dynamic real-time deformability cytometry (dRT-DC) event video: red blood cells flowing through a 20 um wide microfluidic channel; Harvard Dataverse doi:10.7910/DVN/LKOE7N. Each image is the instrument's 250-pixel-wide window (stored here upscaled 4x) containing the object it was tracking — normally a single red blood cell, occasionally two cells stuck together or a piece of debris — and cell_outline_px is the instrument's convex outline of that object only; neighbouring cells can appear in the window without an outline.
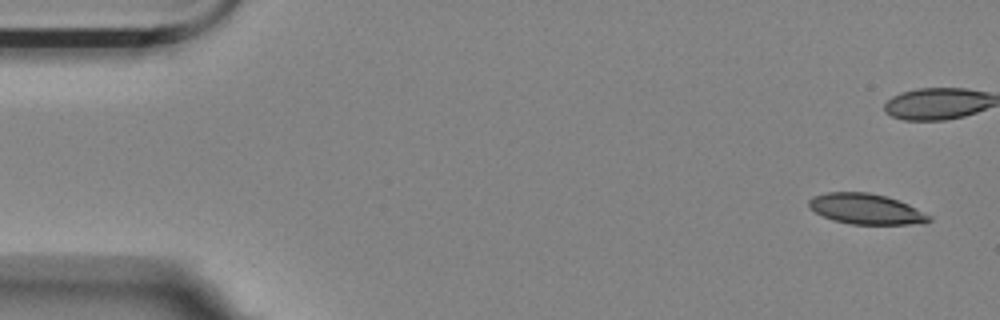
{"species": "Egyptian fruit bat (a non-hibernating species)", "species_latin": "Rousettus aegyptiacus", "temperature_condition": "room temperature", "stored_images_in_passage": 16, "camera_frame_rate_fps": 3000, "um_per_image_px": 0.085, "animal": {"sex": "female"}, "frame": {"image": 1, "passage_image": 1, "time_ms": 0.0, "image_size_px": [1000, 320], "cell_outline_px": [[932, 220], [924, 224], [852, 224], [832, 220], [816, 212], [808, 204], [808, 200], [812, 196], [828, 192], [868, 192], [884, 196], [908, 204], [932, 216]], "centroid_in_image_um": [73.64, 17.77], "position_along_channel_um": 11.4, "area_um2": 21.27}}
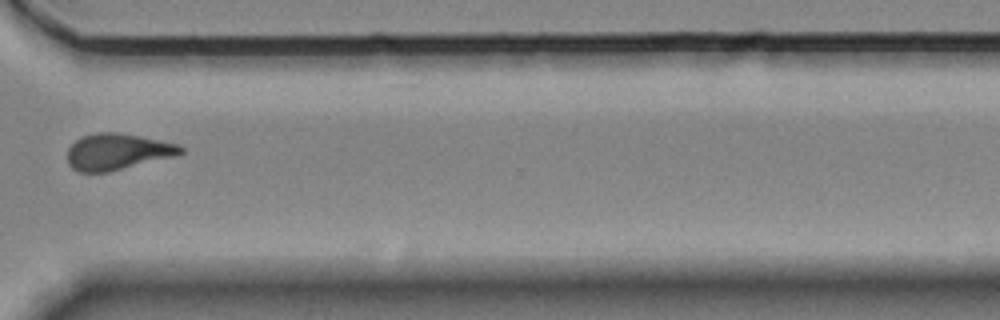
{"frame": {"image": 2, "passage_image": 12, "time_ms": 14.0, "image_size_px": [1000, 320], "cell_outline_px": [[184, 152], [172, 156], [108, 172], [80, 172], [72, 168], [68, 164], [68, 148], [80, 136], [96, 132], [116, 132], [140, 136], [180, 144], [184, 148]], "centroid_in_image_um": [9.95, 12.88], "position_along_channel_um": 360.6, "area_um2": 23.81}}
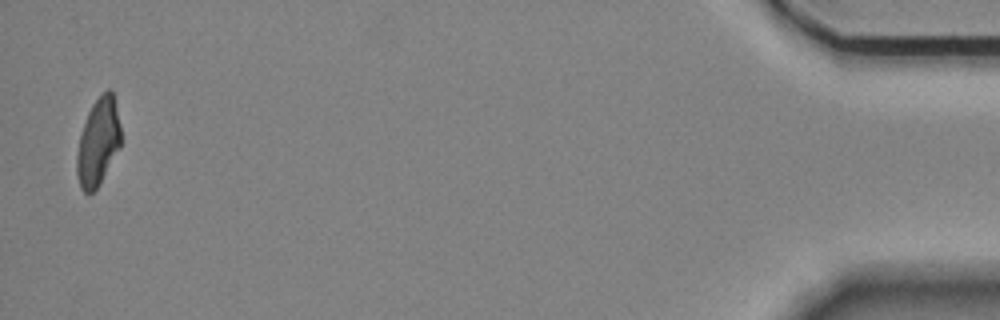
{"frame": {"image": 3, "passage_image": 16, "time_ms": 18.333, "image_size_px": [1000, 320], "cell_outline_px": [[120, 148], [96, 188], [92, 192], [84, 192], [80, 188], [76, 172], [76, 156], [80, 136], [88, 112], [92, 104], [108, 88], [112, 88], [120, 124]], "centroid_in_image_um": [8.34, 12.05], "position_along_channel_um": 426.9, "area_um2": 22.14}, "authors_computed_cell_mechanics": {"area_um2": 22.6576, "velocity_mm_per_s": 3.5554, "shape_relaxation_time_tau1_ms": 5.0284, "shape_relaxation_time_tau2_ms": 7.9271, "deformation_change_tau1": 0.1371, "deformation_change_tau2": 0.1461}}